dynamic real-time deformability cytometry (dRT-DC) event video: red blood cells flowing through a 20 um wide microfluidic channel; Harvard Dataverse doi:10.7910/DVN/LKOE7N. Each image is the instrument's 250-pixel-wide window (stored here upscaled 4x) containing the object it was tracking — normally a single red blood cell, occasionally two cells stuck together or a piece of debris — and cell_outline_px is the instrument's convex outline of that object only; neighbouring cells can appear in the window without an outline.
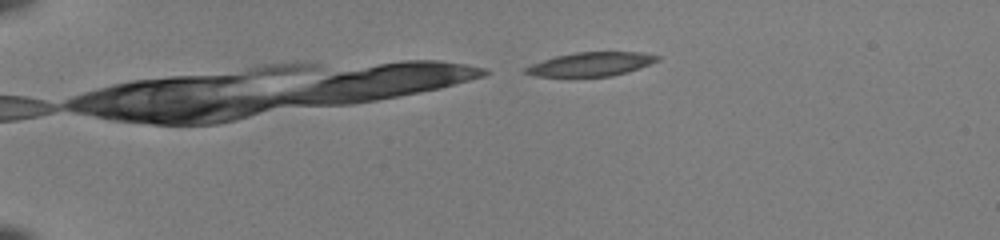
{"species": "common noctule bat (a hibernating species)", "species_latin": "Nyctalus noctula", "temperature_condition": "room temperature", "stored_images_in_passage": 42, "camera_frame_rate_fps": 3000, "um_per_image_px": 0.085, "animal": {"sex": "female", "body_mass_g": 22.0, "forearm_length_mm": 56.7}, "frame": {"image": 1, "passage_image": 1, "time_ms": 0.0, "image_size_px": [1000, 240], "cell_outline_px": [[660, 60], [640, 68], [612, 76], [536, 76], [524, 72], [524, 68], [532, 64], [556, 56], [576, 52], [640, 52], [660, 56]], "centroid_in_image_um": [50.27, 5.45], "position_along_channel_um": 34.7, "area_um2": 18.09}}
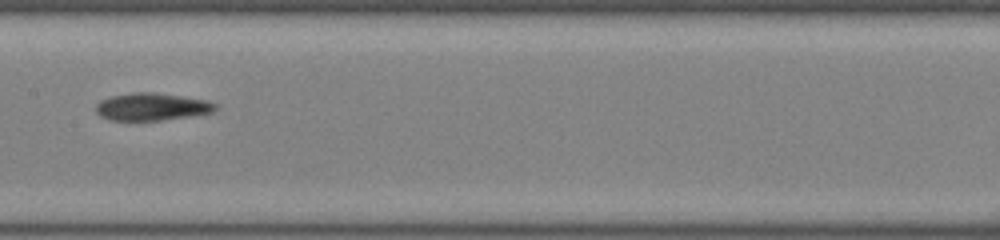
{"frame": {"image": 2, "passage_image": 19, "time_ms": 6.0, "image_size_px": [1000, 240], "cell_outline_px": [[216, 108], [212, 112], [188, 116], [160, 120], [108, 120], [100, 116], [96, 112], [96, 104], [100, 100], [112, 96], [132, 92], [152, 92], [208, 100], [216, 104]], "centroid_in_image_um": [12.86, 9.07], "position_along_channel_um": 194.5, "area_um2": 18.96}}
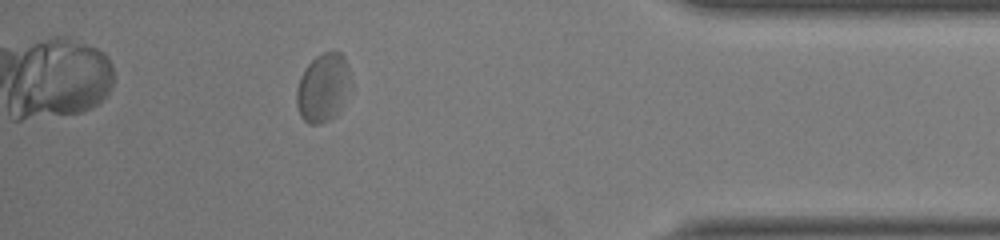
{"frame": {"image": 3, "passage_image": 37, "time_ms": 12.0, "image_size_px": [1000, 240], "cell_outline_px": [[352, 88], [336, 116], [328, 120], [316, 124], [308, 124], [300, 116], [296, 104], [296, 92], [300, 76], [308, 64], [316, 56], [324, 52], [340, 52], [344, 56], [348, 68], [352, 84]], "centroid_in_image_um": [27.48, 7.46], "position_along_channel_um": 407.7, "area_um2": 21.85}, "authors_computed_cell_mechanics": {"area_um2": 19.4497, "velocity_mm_per_s": 4.0006, "shape_relaxation_time_tau1_ms": null, "shape_relaxation_time_tau2_ms": 1.7375, "deformation_change_tau1": null, "deformation_change_tau2": 0.0676}}